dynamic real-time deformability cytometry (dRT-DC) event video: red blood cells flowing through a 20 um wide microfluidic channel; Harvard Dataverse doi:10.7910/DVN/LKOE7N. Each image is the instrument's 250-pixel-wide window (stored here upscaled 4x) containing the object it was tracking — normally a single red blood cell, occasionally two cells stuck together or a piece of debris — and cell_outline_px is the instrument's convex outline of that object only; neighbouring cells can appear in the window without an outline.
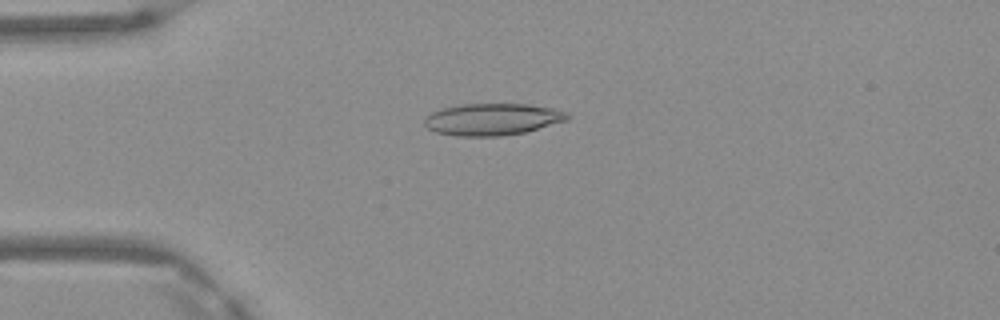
{"species": "Egyptian fruit bat (a non-hibernating species)", "species_latin": "Rousettus aegyptiacus", "temperature_condition": "warm", "stored_images_in_passage": 3, "camera_frame_rate_fps": 3000, "um_per_image_px": 0.085, "frame": {"image": 1, "passage_image": 1, "time_ms": 0.0, "image_size_px": [1000, 320], "cell_outline_px": [[572, 116], [568, 120], [524, 132], [500, 136], [456, 136], [436, 132], [428, 128], [424, 124], [424, 120], [432, 112], [444, 108], [460, 104], [528, 104], [552, 108], [568, 112]], "centroid_in_image_um": [41.88, 10.14], "position_along_channel_um": 43.1, "area_um2": 26.47}}
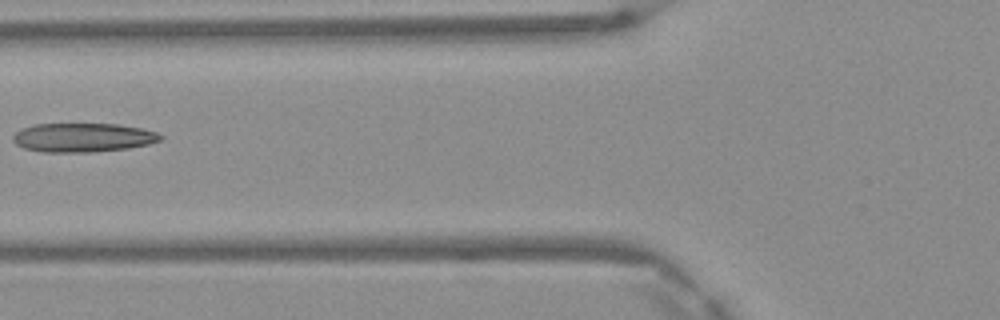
{"frame": {"image": 2, "passage_image": 3, "time_ms": 0.667, "image_size_px": [1000, 320], "cell_outline_px": [[164, 136], [160, 140], [148, 144], [128, 148], [92, 152], [40, 152], [24, 148], [16, 144], [12, 140], [12, 136], [16, 132], [24, 128], [36, 124], [116, 124], [140, 128], [156, 132]], "centroid_in_image_um": [7.03, 11.69], "position_along_channel_um": 118.8, "area_um2": 24.8}}